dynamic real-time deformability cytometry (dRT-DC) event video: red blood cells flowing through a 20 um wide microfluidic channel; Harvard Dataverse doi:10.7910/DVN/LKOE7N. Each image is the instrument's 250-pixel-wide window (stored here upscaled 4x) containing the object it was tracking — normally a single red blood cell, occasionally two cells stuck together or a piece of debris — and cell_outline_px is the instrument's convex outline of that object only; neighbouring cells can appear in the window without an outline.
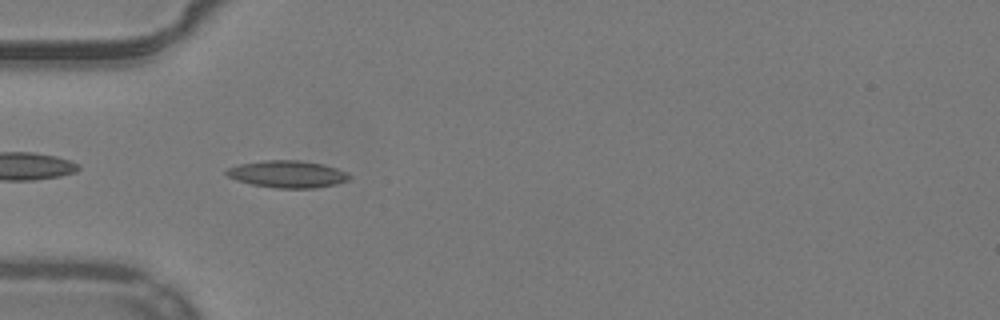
{"species": "common noctule bat (a hibernating species)", "species_latin": "Nyctalus noctula", "temperature_condition": "warm", "stored_images_in_passage": 38, "camera_frame_rate_fps": 3000, "um_per_image_px": 0.085, "animal": {"sex": "male", "body_mass_g": 19.2, "forearm_length_mm": 51.8}, "frame": {"image": 1, "passage_image": 2, "time_ms": 0.333, "image_size_px": [1000, 320], "cell_outline_px": [[352, 176], [348, 180], [336, 184], [316, 188], [276, 188], [252, 184], [236, 180], [228, 176], [224, 172], [228, 168], [240, 164], [264, 160], [296, 160], [324, 164], [348, 172]], "centroid_in_image_um": [24.46, 14.8], "position_along_channel_um": 60.5, "area_um2": 19.42}}
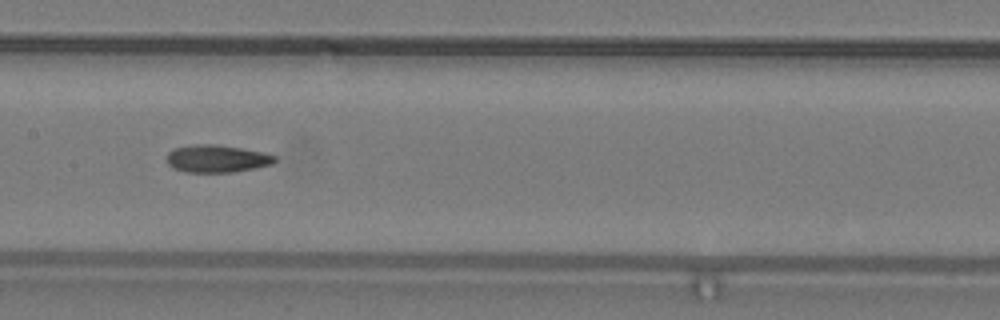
{"frame": {"image": 2, "passage_image": 12, "time_ms": 3.667, "image_size_px": [1000, 320], "cell_outline_px": [[276, 160], [272, 164], [256, 168], [232, 172], [184, 172], [172, 168], [168, 164], [168, 152], [172, 148], [196, 144], [216, 144], [264, 152], [276, 156]], "centroid_in_image_um": [18.42, 13.48], "position_along_channel_um": 189.0, "area_um2": 17.4}}
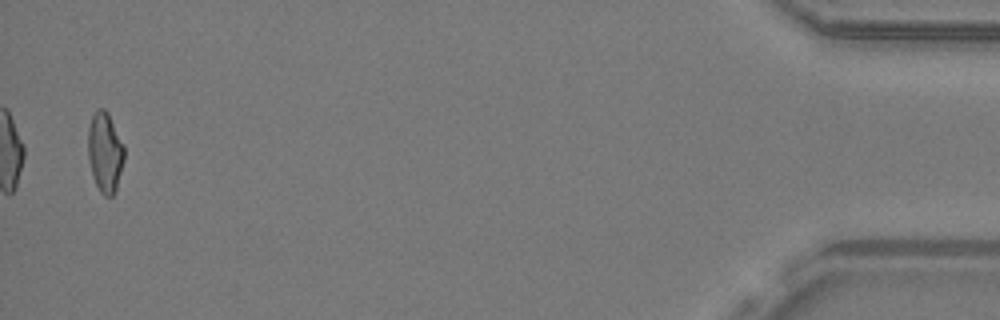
{"frame": {"image": 3, "passage_image": 37, "time_ms": 12.0, "image_size_px": [1000, 320], "cell_outline_px": [[124, 160], [116, 188], [112, 196], [104, 196], [100, 192], [92, 176], [88, 160], [88, 128], [92, 116], [96, 108], [104, 108], [108, 112], [124, 144]], "centroid_in_image_um": [8.92, 12.91], "position_along_channel_um": 426.3, "area_um2": 17.05}, "authors_computed_cell_mechanics": {"area_um2": 17.1955, "velocity_mm_per_s": 3.9223, "shape_relaxation_time_tau1_ms": null, "shape_relaxation_time_tau2_ms": 5.0652, "deformation_change_tau1": null, "deformation_change_tau2": 0.1429}}